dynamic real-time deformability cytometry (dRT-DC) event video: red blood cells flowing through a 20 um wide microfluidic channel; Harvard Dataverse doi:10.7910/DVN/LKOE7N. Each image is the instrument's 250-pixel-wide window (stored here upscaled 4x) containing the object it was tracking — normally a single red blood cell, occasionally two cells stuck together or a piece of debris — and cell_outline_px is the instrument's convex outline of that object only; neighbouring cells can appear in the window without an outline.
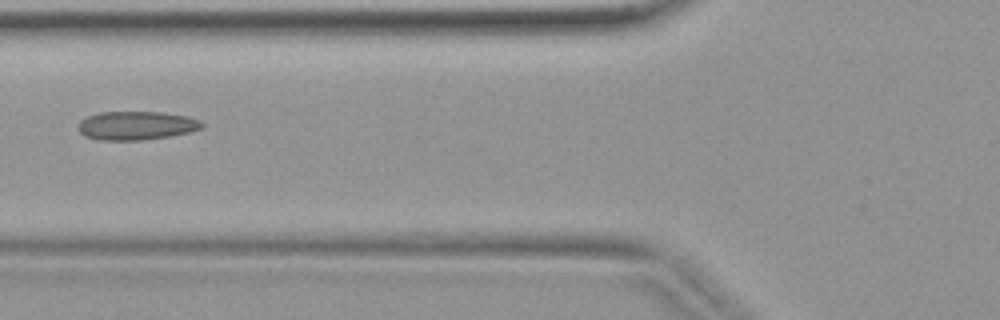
{"species": "common noctule bat (a hibernating species)", "species_latin": "Nyctalus noctula", "temperature_condition": "warm", "stored_images_in_passage": 2, "camera_frame_rate_fps": 3000, "um_per_image_px": 0.085, "animal": {"sex": "female", "body_mass_g": 19.9}, "frame": {"image": 1, "passage_image": 2, "time_ms": 0.333, "image_size_px": [1000, 320], "cell_outline_px": [[204, 128], [192, 132], [172, 136], [144, 140], [100, 140], [84, 136], [76, 128], [80, 120], [88, 116], [100, 112], [160, 112], [188, 116], [200, 120], [204, 124]], "centroid_in_image_um": [11.62, 10.68], "position_along_channel_um": 114.2, "area_um2": 20.98}}